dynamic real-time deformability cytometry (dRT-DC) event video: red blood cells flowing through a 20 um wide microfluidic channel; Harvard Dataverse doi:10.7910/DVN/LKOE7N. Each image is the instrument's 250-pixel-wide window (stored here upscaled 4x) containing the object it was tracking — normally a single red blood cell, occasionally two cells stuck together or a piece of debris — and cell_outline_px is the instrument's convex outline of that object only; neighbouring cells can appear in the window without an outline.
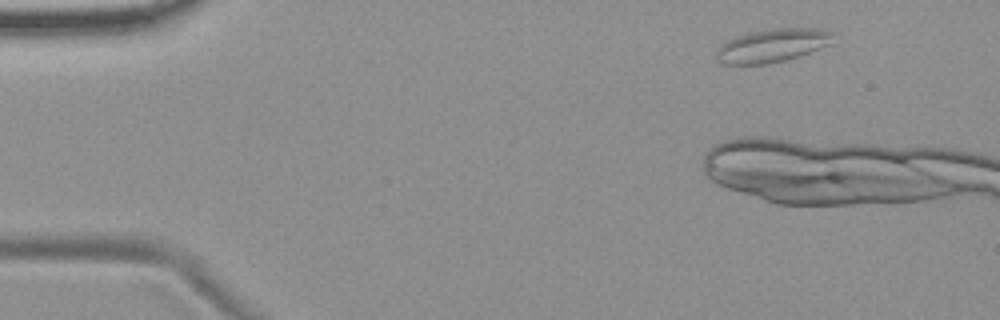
{"species": "common noctule bat (a hibernating species)", "species_latin": "Nyctalus noctula", "temperature_condition": "room temperature", "stored_images_in_passage": 4, "camera_frame_rate_fps": 3000, "um_per_image_px": 0.085, "animal": {"sex": "female", "body_mass_g": 19.9}, "frame": {"image": 1, "passage_image": 1, "time_ms": 0.0, "image_size_px": [1000, 320], "cell_outline_px": [[832, 44], [800, 56], [768, 64], [720, 64], [716, 60], [716, 48], [720, 44], [736, 36], [748, 32], [772, 28], [816, 28], [832, 32]], "centroid_in_image_um": [65.61, 3.87], "position_along_channel_um": 19.4, "area_um2": 22.95}}